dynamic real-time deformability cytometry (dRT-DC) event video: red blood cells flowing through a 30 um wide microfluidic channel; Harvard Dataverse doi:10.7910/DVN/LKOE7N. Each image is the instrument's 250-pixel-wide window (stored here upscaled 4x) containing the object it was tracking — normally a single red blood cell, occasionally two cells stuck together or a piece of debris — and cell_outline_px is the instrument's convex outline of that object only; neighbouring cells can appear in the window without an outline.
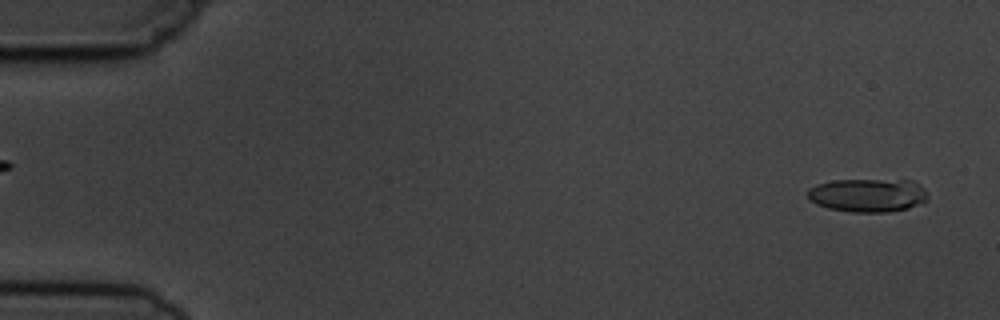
{"species": "common noctule bat (a hibernating species)", "species_latin": "Nyctalus noctula", "temperature_condition": "cold", "stored_images_in_passage": 5, "segment_of_instrument_passage": [2, 2], "camera_frame_rate_fps": 3000, "um_per_image_px": 0.085, "animal": {"sex": "male", "body_mass_g": 19.5, "forearm_length_mm": 54.6}, "frame": {"image": 1, "passage_image": 5, "time_ms": 5.333, "image_size_px": [1000, 320], "cell_outline_px": [[928, 196], [924, 200], [908, 208], [888, 212], [852, 212], [828, 208], [816, 204], [808, 196], [808, 188], [816, 184], [832, 180], [912, 180], [920, 184], [924, 188]], "centroid_in_image_um": [73.75, 16.58], "position_along_channel_um": 11.3, "area_um2": 23.35}}